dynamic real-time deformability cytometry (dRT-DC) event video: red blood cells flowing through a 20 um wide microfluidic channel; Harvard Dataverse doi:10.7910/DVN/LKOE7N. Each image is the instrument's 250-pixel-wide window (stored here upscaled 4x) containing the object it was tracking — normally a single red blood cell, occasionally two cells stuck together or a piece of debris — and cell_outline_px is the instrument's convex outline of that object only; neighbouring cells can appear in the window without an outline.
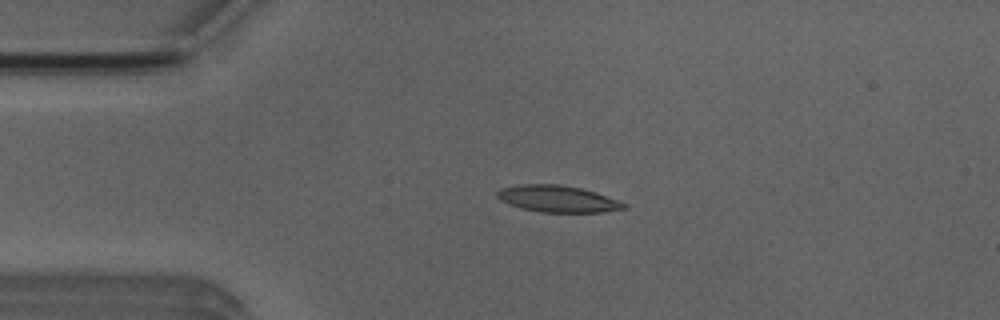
{"species": "Egyptian fruit bat (a non-hibernating species)", "species_latin": "Rousettus aegyptiacus", "temperature_condition": "room temperature", "stored_images_in_passage": 5, "camera_frame_rate_fps": 3000, "um_per_image_px": 0.085, "animal": {"sex": "male"}, "frame": {"image": 1, "passage_image": 3, "time_ms": 3.333, "image_size_px": [1000, 320], "cell_outline_px": [[628, 208], [600, 212], [540, 212], [520, 208], [508, 204], [500, 200], [496, 196], [496, 192], [500, 188], [520, 184], [560, 184], [580, 188], [596, 192], [628, 204]], "centroid_in_image_um": [47.38, 16.9], "position_along_channel_um": 37.6, "area_um2": 19.83}}